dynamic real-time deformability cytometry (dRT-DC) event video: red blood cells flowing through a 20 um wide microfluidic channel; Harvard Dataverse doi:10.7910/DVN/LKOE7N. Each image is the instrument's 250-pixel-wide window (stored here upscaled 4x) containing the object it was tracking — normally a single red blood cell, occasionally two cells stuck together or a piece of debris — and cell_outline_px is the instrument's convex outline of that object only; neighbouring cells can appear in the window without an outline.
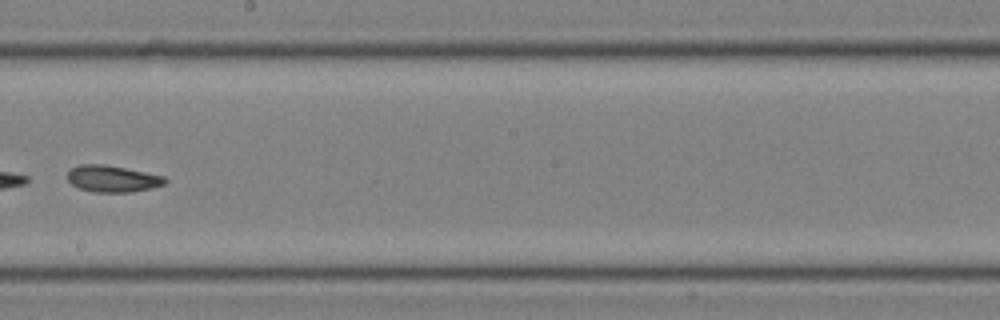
{"species": "common noctule bat (a hibernating species)", "species_latin": "Nyctalus noctula", "temperature_condition": "room temperature", "stored_images_in_passage": 26, "camera_frame_rate_fps": 3000, "um_per_image_px": 0.085, "animal": {"sex": "male", "body_mass_g": 19.0, "forearm_length_mm": 50.8}, "frame": {"image": 1, "passage_image": 12, "time_ms": 3.667, "image_size_px": [1000, 320], "cell_outline_px": [[168, 180], [164, 184], [152, 188], [132, 192], [92, 192], [76, 188], [68, 180], [68, 172], [72, 168], [80, 164], [104, 164], [164, 176]], "centroid_in_image_um": [9.54, 15.2], "position_along_channel_um": 238.7, "area_um2": 15.14}}